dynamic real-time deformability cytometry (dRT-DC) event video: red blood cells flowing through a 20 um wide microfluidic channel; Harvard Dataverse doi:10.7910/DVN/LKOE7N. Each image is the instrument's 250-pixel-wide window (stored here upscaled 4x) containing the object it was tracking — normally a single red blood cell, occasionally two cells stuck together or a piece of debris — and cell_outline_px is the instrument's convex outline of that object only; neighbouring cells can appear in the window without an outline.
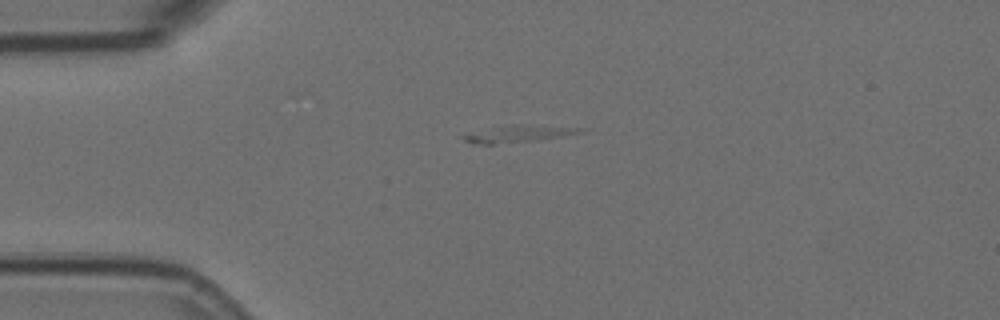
{"species": "Egyptian fruit bat (a non-hibernating species)", "species_latin": "Rousettus aegyptiacus", "temperature_condition": "room temperature", "stored_images_in_passage": 9, "camera_frame_rate_fps": 3000, "um_per_image_px": 0.085, "animal": {"sex": "female"}, "frame": {"image": 1, "passage_image": 6, "time_ms": 1.667, "image_size_px": [1000, 320], "cell_outline_px": [[584, 132], [560, 136], [528, 140], [492, 144], [472, 144], [464, 140], [460, 136], [516, 124], [524, 124], [584, 128]], "centroid_in_image_um": [44.11, 11.37], "position_along_channel_um": 40.9, "area_um2": 10.69}}